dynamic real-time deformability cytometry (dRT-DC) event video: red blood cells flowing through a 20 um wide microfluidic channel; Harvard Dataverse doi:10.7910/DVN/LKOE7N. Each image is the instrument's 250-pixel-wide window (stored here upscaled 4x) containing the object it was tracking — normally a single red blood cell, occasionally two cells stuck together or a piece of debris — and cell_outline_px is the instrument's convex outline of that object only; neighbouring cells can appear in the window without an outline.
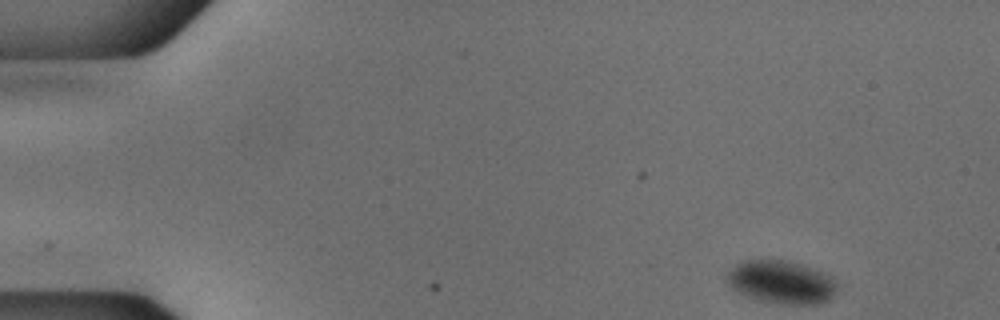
{"species": "common noctule bat (a hibernating species)", "species_latin": "Nyctalus noctula", "temperature_condition": "cold", "stored_images_in_passage": 35, "camera_frame_rate_fps": 3000, "um_per_image_px": 0.085, "animal": {"sex": "male", "body_mass_g": 18.8}, "frame": {"image": 1, "passage_image": 1, "time_ms": 0.0, "image_size_px": [1000, 320], "cell_outline_px": [[840, 288], [828, 300], [820, 304], [784, 304], [760, 300], [748, 296], [732, 288], [728, 284], [724, 276], [736, 264], [744, 260], [784, 260], [804, 264], [816, 268], [832, 276], [836, 280]], "centroid_in_image_um": [66.47, 23.97], "position_along_channel_um": 18.5, "area_um2": 28.03}}
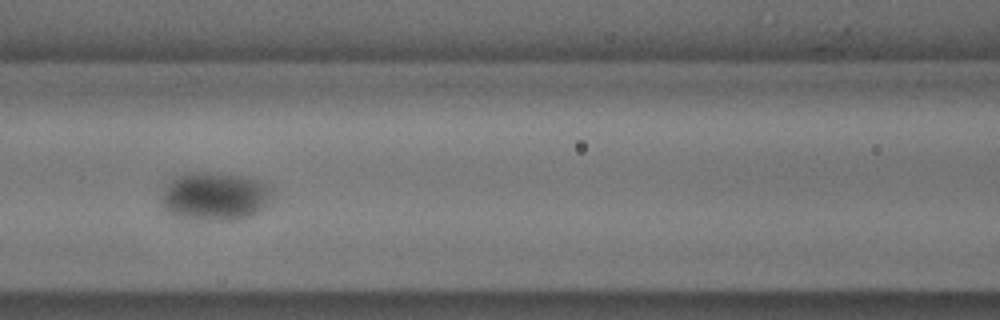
{"frame": {"image": 2, "passage_image": 20, "time_ms": 6.333, "image_size_px": [1000, 320], "cell_outline_px": [[272, 196], [268, 204], [260, 212], [252, 216], [236, 220], [196, 220], [172, 216], [164, 212], [160, 204], [160, 200], [164, 188], [172, 180], [180, 176], [196, 172], [208, 172], [240, 176], [260, 180], [272, 188]], "centroid_in_image_um": [18.26, 16.73], "position_along_channel_um": 148.3, "area_um2": 31.67}}
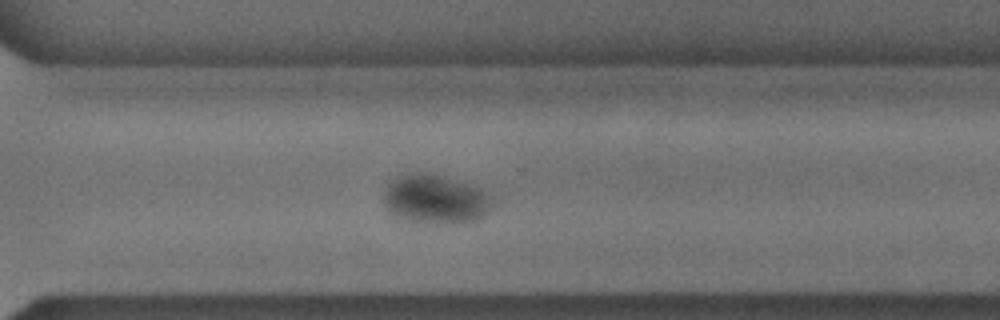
{"frame": {"image": 3, "passage_image": 35, "time_ms": 11.333, "image_size_px": [1000, 320], "cell_outline_px": [[492, 204], [484, 216], [476, 220], [464, 224], [448, 224], [412, 220], [392, 216], [384, 200], [384, 196], [388, 184], [400, 176], [408, 172], [424, 172], [444, 176], [468, 184], [492, 196]], "centroid_in_image_um": [37.02, 16.94], "position_along_channel_um": 333.6, "area_um2": 30.81}}